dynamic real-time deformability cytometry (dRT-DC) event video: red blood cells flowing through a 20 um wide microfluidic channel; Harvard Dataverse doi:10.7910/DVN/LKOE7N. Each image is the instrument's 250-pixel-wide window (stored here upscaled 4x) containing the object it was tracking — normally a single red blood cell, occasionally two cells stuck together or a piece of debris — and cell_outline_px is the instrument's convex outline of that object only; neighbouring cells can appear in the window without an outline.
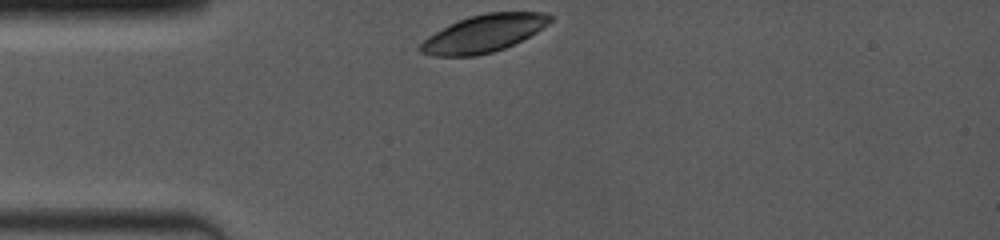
{"species": "common noctule bat (a hibernating species)", "species_latin": "Nyctalus noctula", "temperature_condition": "room temperature", "stored_images_in_passage": 5, "camera_frame_rate_fps": 4000, "um_per_image_px": 0.085, "animal": {"sex": "female", "body_mass_g": 19.0, "forearm_length_mm": 53.3}, "frame": {"image": 1, "passage_image": 1, "time_ms": 0.0, "image_size_px": [1000, 240], "cell_outline_px": [[552, 20], [548, 24], [536, 32], [504, 48], [492, 52], [476, 56], [432, 56], [420, 52], [416, 48], [428, 36], [456, 20], [468, 16], [488, 12], [544, 12], [552, 16]], "centroid_in_image_um": [41.07, 2.84], "position_along_channel_um": 43.9, "area_um2": 28.26}}